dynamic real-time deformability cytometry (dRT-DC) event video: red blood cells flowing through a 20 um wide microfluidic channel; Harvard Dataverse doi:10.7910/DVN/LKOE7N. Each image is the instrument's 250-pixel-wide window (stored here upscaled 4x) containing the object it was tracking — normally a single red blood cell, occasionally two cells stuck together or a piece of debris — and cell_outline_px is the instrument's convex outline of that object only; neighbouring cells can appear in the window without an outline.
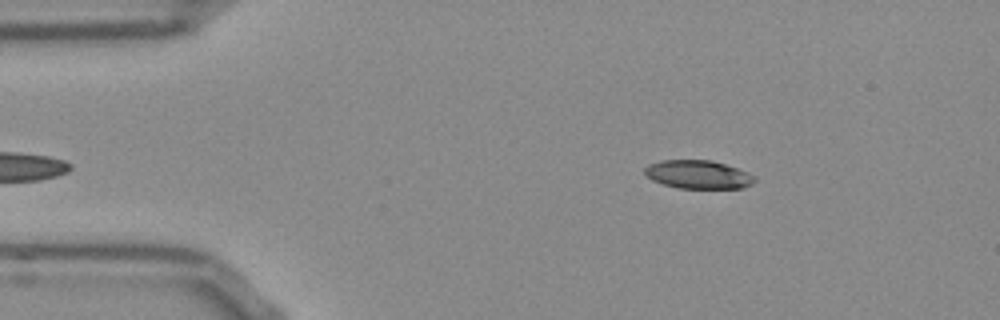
{"species": "Egyptian fruit bat (a non-hibernating species)", "species_latin": "Rousettus aegyptiacus", "temperature_condition": "room temperature", "stored_images_in_passage": 39, "camera_frame_rate_fps": 3000, "um_per_image_px": 0.085, "frame": {"image": 1, "passage_image": 2, "time_ms": 0.333, "image_size_px": [1000, 320], "cell_outline_px": [[756, 180], [752, 184], [744, 188], [676, 188], [652, 180], [644, 172], [644, 168], [648, 164], [660, 160], [712, 160], [748, 172], [756, 176]], "centroid_in_image_um": [59.35, 14.83], "position_along_channel_um": 25.6, "area_um2": 18.26}}
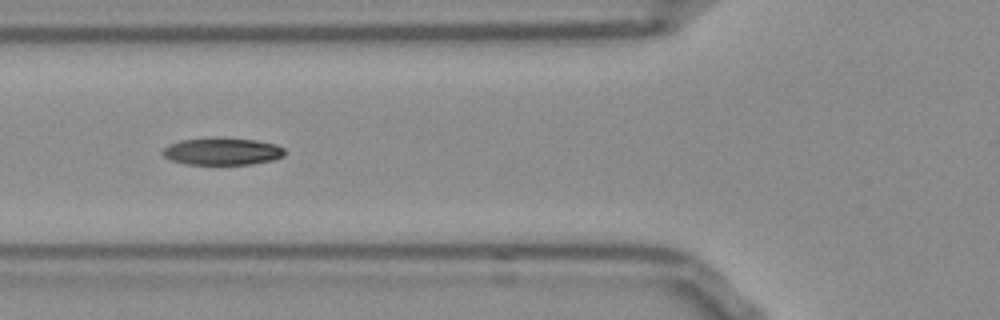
{"frame": {"image": 2, "passage_image": 13, "time_ms": 4.0, "image_size_px": [1000, 320], "cell_outline_px": [[284, 156], [272, 160], [252, 164], [184, 164], [172, 160], [164, 156], [160, 152], [168, 144], [180, 140], [256, 140], [276, 144], [284, 148]], "centroid_in_image_um": [18.89, 12.91], "position_along_channel_um": 106.9, "area_um2": 18.61}}
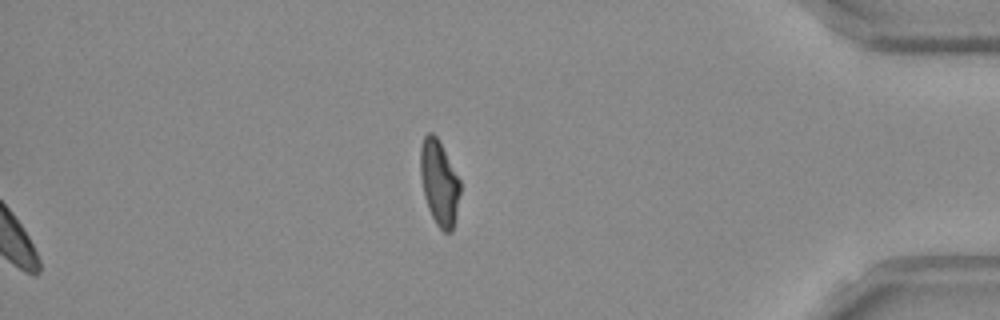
{"frame": {"image": 3, "passage_image": 39, "time_ms": 12.667, "image_size_px": [1000, 320], "cell_outline_px": [[460, 192], [456, 216], [452, 232], [444, 232], [436, 224], [428, 208], [424, 196], [420, 176], [420, 148], [424, 136], [428, 132], [432, 132], [436, 136], [460, 180]], "centroid_in_image_um": [37.32, 15.55], "position_along_channel_um": 397.9, "area_um2": 19.59}, "authors_computed_cell_mechanics": {"area_um2": 19.652, "velocity_mm_per_s": 3.808, "shape_relaxation_time_tau1_ms": 6.0019, "shape_relaxation_time_tau2_ms": 2.8985, "deformation_change_tau1": 0.1959, "deformation_change_tau2": 0.0818}}